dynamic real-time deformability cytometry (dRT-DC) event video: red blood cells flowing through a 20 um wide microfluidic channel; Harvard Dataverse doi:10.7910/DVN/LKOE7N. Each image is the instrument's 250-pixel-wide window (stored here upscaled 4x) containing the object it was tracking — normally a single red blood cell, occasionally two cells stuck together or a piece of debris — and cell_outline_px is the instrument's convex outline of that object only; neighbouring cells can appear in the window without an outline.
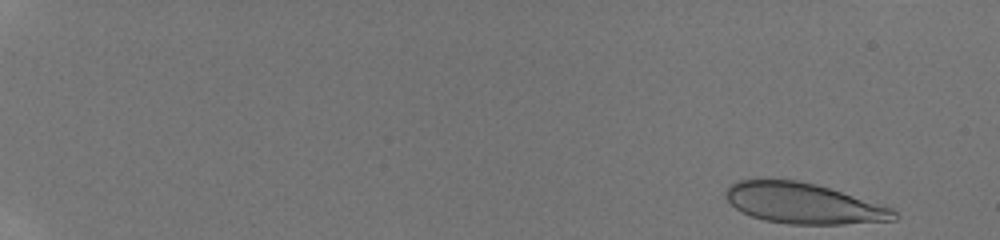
{"species": "human", "species_latin": "Homo sapiens", "temperature_condition": "room temperature", "stored_images_in_passage": 41, "camera_frame_rate_fps": 3000, "um_per_image_px": 0.085, "donor": {"sex": "male"}, "frame": {"image": 1, "passage_image": 1, "time_ms": 0.0, "image_size_px": [1000, 240], "cell_outline_px": [[900, 216], [896, 220], [844, 224], [788, 224], [764, 220], [740, 212], [724, 196], [724, 192], [732, 184], [740, 180], [800, 180], [816, 184], [892, 208]], "centroid_in_image_um": [68.29, 17.3], "position_along_channel_um": 16.7, "area_um2": 39.54}}